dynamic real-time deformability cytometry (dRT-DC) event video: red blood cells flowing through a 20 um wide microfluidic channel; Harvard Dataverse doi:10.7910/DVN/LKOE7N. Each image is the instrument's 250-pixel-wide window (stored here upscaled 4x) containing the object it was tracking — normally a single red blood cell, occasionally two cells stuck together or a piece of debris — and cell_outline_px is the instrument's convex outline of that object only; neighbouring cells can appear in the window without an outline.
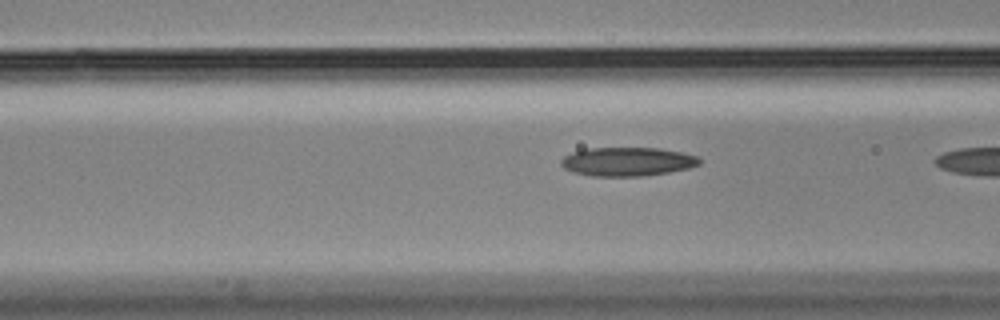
{"species": "Egyptian fruit bat (a non-hibernating species)", "species_latin": "Rousettus aegyptiacus", "temperature_condition": "cold", "stored_images_in_passage": 11, "camera_frame_rate_fps": 3000, "um_per_image_px": 0.085, "animal": {"sex": "male"}, "frame": {"image": 1, "passage_image": 10, "time_ms": 3.0, "image_size_px": [1000, 320], "cell_outline_px": [[700, 164], [688, 168], [668, 172], [640, 176], [592, 176], [572, 172], [564, 168], [560, 164], [560, 160], [564, 156], [572, 152], [588, 148], [660, 148], [700, 156]], "centroid_in_image_um": [53.31, 13.73], "position_along_channel_um": 113.3, "area_um2": 23.24}}